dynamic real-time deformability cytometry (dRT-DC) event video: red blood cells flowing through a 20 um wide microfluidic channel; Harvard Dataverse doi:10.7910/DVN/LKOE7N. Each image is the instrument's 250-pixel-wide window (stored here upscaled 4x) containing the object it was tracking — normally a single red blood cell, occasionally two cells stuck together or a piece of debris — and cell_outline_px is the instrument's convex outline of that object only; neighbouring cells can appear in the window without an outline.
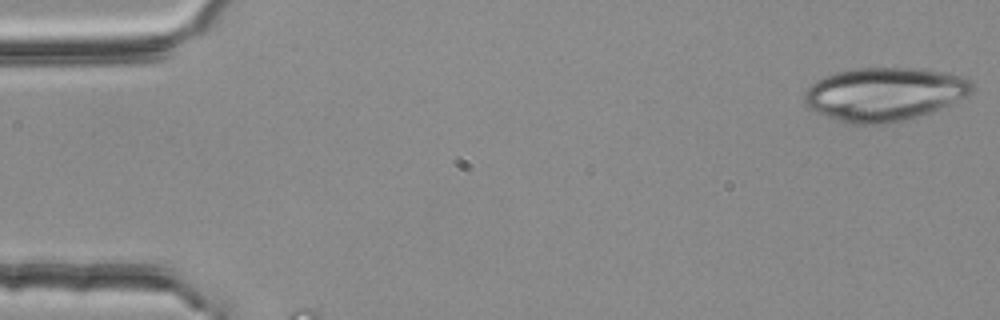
{"species": "common noctule bat (a hibernating species)", "species_latin": "Nyctalus noctula", "temperature_condition": "room temperature", "stored_images_in_passage": 3, "camera_frame_rate_fps": 3000, "um_per_image_px": 0.085, "animal": {"sex": "female", "body_mass_g": 25.1}, "frame": {"image": 1, "passage_image": 1, "time_ms": 0.0, "image_size_px": [1000, 320], "cell_outline_px": [[972, 88], [964, 96], [932, 112], [904, 120], [884, 124], [848, 124], [824, 116], [808, 108], [804, 104], [804, 92], [816, 80], [824, 76], [836, 72], [856, 68], [920, 68], [968, 76], [972, 80]], "centroid_in_image_um": [75.13, 8.0], "position_along_channel_um": 9.9, "area_um2": 52.37}}